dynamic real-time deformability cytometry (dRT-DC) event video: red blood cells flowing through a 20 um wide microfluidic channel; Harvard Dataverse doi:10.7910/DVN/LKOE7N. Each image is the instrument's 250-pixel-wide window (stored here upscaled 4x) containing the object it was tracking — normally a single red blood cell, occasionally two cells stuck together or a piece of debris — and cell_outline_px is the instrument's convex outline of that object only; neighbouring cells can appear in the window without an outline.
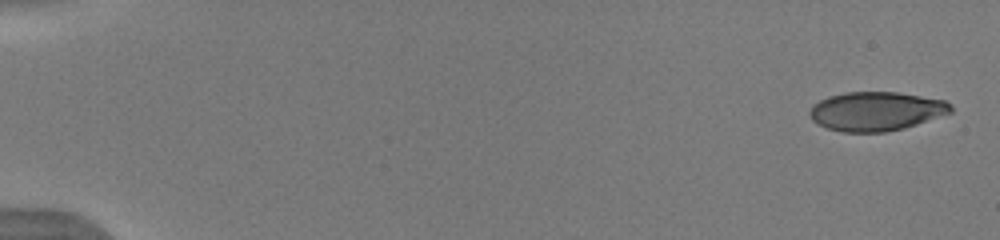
{"species": "human", "species_latin": "Homo sapiens", "temperature_condition": "warm", "stored_images_in_passage": 42, "camera_frame_rate_fps": 3000, "um_per_image_px": 0.085, "donor": {"sex": "male"}, "frame": {"image": 1, "passage_image": 1, "time_ms": 0.0, "image_size_px": [1000, 240], "cell_outline_px": [[952, 112], [904, 128], [884, 132], [840, 132], [828, 128], [812, 120], [808, 112], [812, 104], [828, 96], [844, 92], [896, 92], [944, 100], [952, 104]], "centroid_in_image_um": [74.44, 9.45], "position_along_channel_um": 10.6, "area_um2": 32.02}}
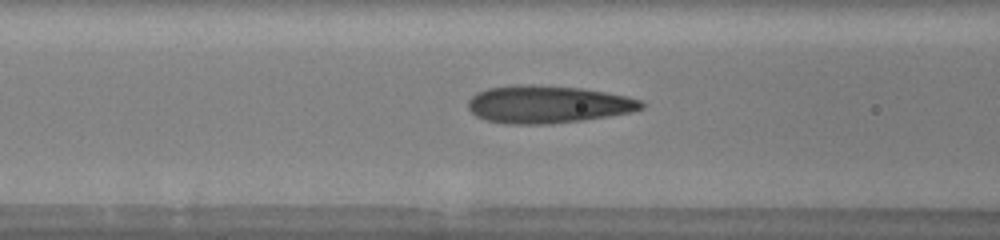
{"frame": {"image": 2, "passage_image": 13, "time_ms": 4.0, "image_size_px": [1000, 240], "cell_outline_px": [[644, 108], [632, 112], [580, 120], [548, 124], [512, 124], [488, 120], [476, 116], [468, 108], [468, 100], [476, 92], [488, 88], [516, 84], [532, 84], [580, 88], [628, 96], [640, 100], [644, 104]], "centroid_in_image_um": [46.54, 8.86], "position_along_channel_um": 120.1, "area_um2": 37.8}}
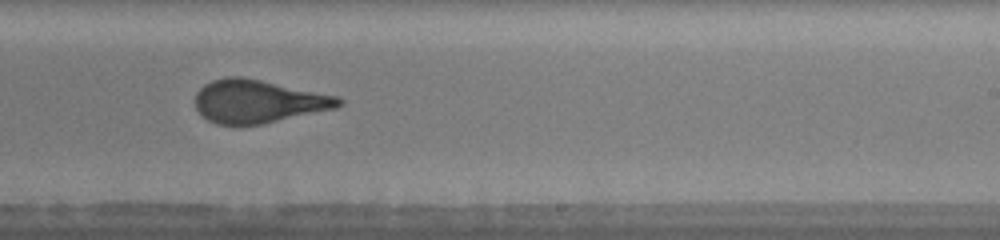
{"frame": {"image": 3, "passage_image": 24, "time_ms": 7.667, "image_size_px": [1000, 240], "cell_outline_px": [[344, 104], [336, 108], [264, 124], [216, 124], [208, 120], [196, 108], [196, 92], [204, 84], [212, 80], [228, 76], [240, 76], [340, 96], [344, 100]], "centroid_in_image_um": [21.98, 8.61], "position_along_channel_um": 267.0, "area_um2": 36.01}, "authors_computed_cell_mechanics": {"area_um2": 36.0094, "velocity_mm_per_s": 4.0136, "shape_relaxation_time_tau1_ms": 6.4626, "shape_relaxation_time_tau2_ms": 0.6725, "deformation_change_tau1": 0.2382, "deformation_change_tau2": 0.0875}}